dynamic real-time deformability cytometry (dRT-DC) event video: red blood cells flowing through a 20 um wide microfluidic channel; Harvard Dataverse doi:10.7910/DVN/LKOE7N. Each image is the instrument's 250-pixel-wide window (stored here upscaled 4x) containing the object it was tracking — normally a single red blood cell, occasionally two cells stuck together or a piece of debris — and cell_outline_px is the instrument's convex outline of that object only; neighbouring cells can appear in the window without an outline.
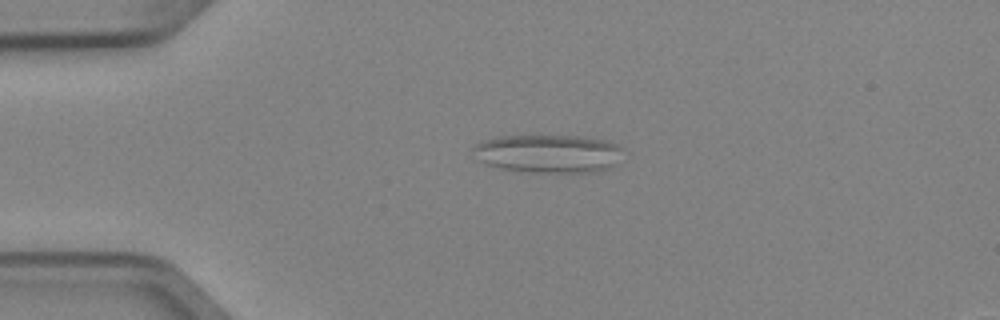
{"species": "Egyptian fruit bat (a non-hibernating species)", "species_latin": "Rousettus aegyptiacus", "temperature_condition": "cold", "stored_images_in_passage": 4, "camera_frame_rate_fps": 3000, "um_per_image_px": 0.085, "animal": {"sex": "female"}, "frame": {"image": 1, "passage_image": 3, "time_ms": 0.667, "image_size_px": [1000, 320], "cell_outline_px": [[624, 148], [620, 164], [600, 172], [528, 172], [500, 168], [484, 164], [476, 160], [472, 148], [472, 144], [496, 136], [580, 136], [608, 140]], "centroid_in_image_um": [46.64, 13.06], "position_along_channel_um": 38.4, "area_um2": 34.28}}